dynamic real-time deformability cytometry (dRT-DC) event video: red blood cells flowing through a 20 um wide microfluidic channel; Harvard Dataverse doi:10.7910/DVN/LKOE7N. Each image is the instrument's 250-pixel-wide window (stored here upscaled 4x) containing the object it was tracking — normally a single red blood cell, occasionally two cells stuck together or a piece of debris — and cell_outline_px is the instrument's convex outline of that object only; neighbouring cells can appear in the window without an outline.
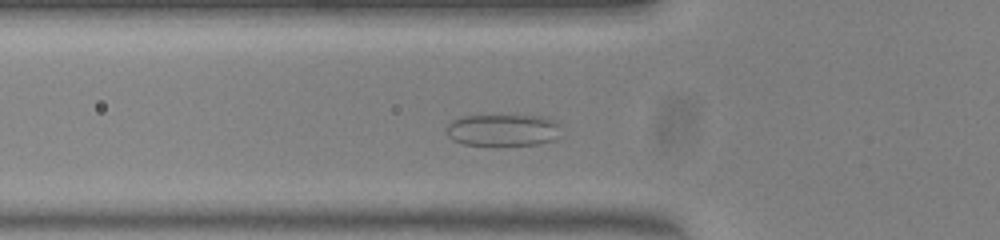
{"species": "common noctule bat (a hibernating species)", "species_latin": "Nyctalus noctula", "temperature_condition": "warm", "stored_images_in_passage": 36, "camera_frame_rate_fps": 3000, "um_per_image_px": 0.085, "animal": {"sex": "female", "body_mass_g": 23.0, "forearm_length_mm": 53.4}, "frame": {"image": 1, "passage_image": 9, "time_ms": 2.667, "image_size_px": [1000, 240], "cell_outline_px": [[556, 124], [552, 140], [540, 144], [496, 148], [464, 144], [452, 140], [448, 136], [444, 128], [448, 124], [464, 116], [540, 116], [552, 120]], "centroid_in_image_um": [42.61, 11.12], "position_along_channel_um": 83.2, "area_um2": 21.44}}
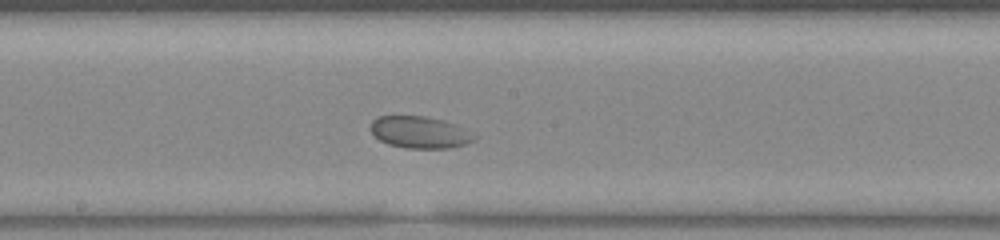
{"frame": {"image": 2, "passage_image": 19, "time_ms": 6.0, "image_size_px": [1000, 240], "cell_outline_px": [[476, 140], [452, 148], [404, 148], [388, 144], [380, 140], [372, 132], [372, 120], [380, 116], [424, 116], [456, 124], [476, 136]], "centroid_in_image_um": [35.69, 11.25], "position_along_channel_um": 212.5, "area_um2": 19.02}}
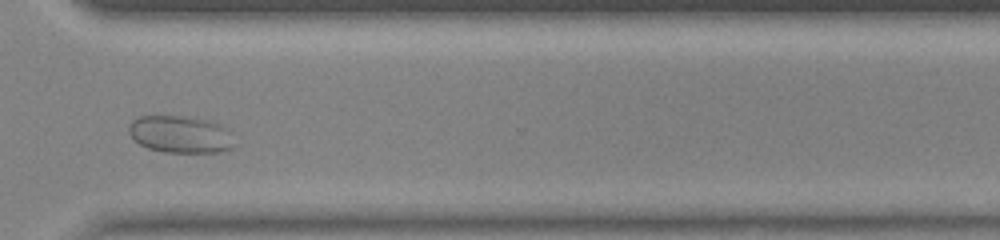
{"frame": {"image": 3, "passage_image": 30, "time_ms": 9.667, "image_size_px": [1000, 240], "cell_outline_px": [[232, 148], [220, 152], [164, 152], [148, 148], [140, 144], [128, 132], [128, 128], [132, 120], [140, 116], [184, 116], [212, 120], [220, 124], [224, 128]], "centroid_in_image_um": [15.26, 11.4], "position_along_channel_um": 355.3, "area_um2": 22.43}}